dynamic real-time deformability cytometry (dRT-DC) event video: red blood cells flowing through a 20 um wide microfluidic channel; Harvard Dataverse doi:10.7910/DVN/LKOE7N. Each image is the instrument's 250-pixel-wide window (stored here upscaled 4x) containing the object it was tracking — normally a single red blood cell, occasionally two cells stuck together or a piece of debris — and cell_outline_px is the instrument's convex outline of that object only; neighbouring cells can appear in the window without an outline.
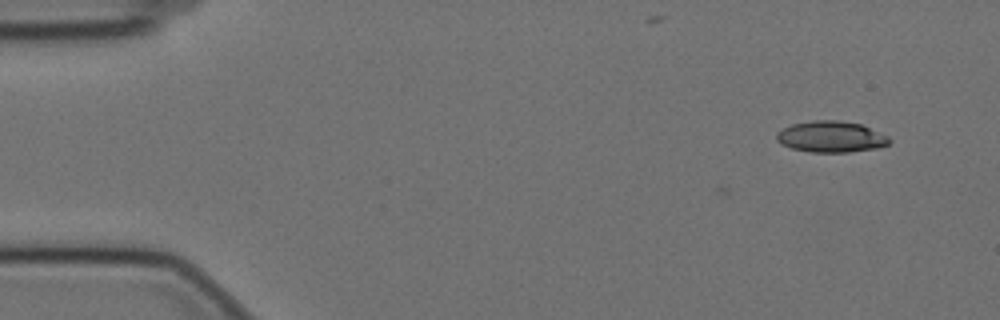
{"species": "Egyptian fruit bat (a non-hibernating species)", "species_latin": "Rousettus aegyptiacus", "temperature_condition": "cold", "stored_images_in_passage": 2, "camera_frame_rate_fps": 3000, "um_per_image_px": 0.085, "animal": {"sex": "female"}, "frame": {"image": 1, "passage_image": 2, "time_ms": 0.333, "image_size_px": [1000, 320], "cell_outline_px": [[892, 140], [888, 144], [876, 148], [848, 152], [812, 152], [792, 148], [780, 144], [776, 140], [776, 132], [792, 124], [812, 120], [836, 120], [860, 124], [888, 136]], "centroid_in_image_um": [70.61, 11.62], "position_along_channel_um": 14.4, "area_um2": 20.4}}